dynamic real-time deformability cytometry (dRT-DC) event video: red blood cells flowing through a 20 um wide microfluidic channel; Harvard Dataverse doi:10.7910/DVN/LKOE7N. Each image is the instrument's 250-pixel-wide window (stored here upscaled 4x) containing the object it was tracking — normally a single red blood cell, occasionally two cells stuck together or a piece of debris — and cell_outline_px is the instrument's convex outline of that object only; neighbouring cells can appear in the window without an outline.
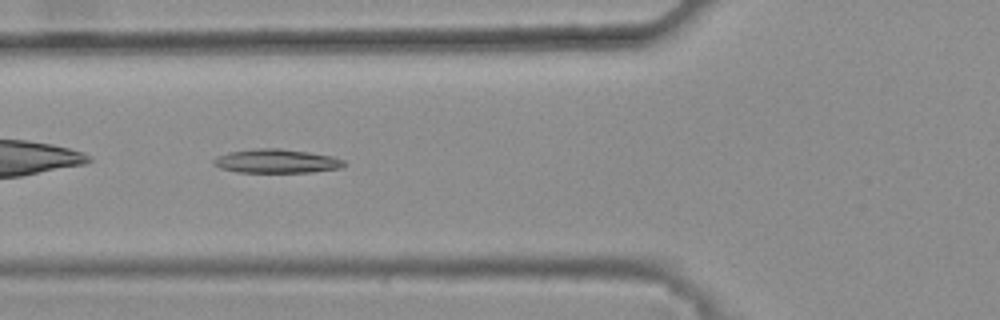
{"species": "common noctule bat (a hibernating species)", "species_latin": "Nyctalus noctula", "temperature_condition": "warm", "stored_images_in_passage": 6, "camera_frame_rate_fps": 3000, "um_per_image_px": 0.085, "animal": {"sex": "female", "body_mass_g": 25.1}, "frame": {"image": 1, "passage_image": 5, "time_ms": 1.333, "image_size_px": [1000, 320], "cell_outline_px": [[348, 164], [340, 168], [312, 172], [236, 172], [220, 168], [212, 164], [212, 160], [216, 156], [228, 152], [260, 148], [280, 148], [308, 152], [332, 156], [344, 160]], "centroid_in_image_um": [23.49, 13.69], "position_along_channel_um": 102.3, "area_um2": 18.26}}
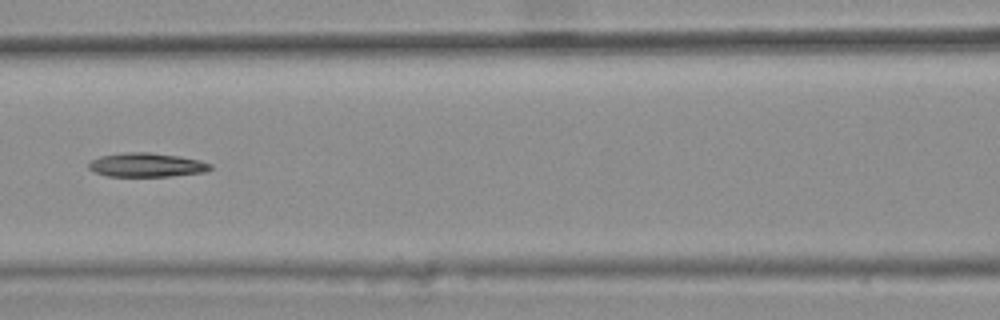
{"frame": {"image": 2, "passage_image": 6, "time_ms": 1.667, "image_size_px": [1000, 320], "cell_outline_px": [[212, 168], [204, 172], [168, 176], [108, 176], [96, 172], [88, 168], [88, 164], [92, 160], [100, 156], [128, 152], [152, 152], [180, 156], [200, 160], [212, 164]], "centroid_in_image_um": [12.48, 14.01], "position_along_channel_um": 154.1, "area_um2": 16.94}}